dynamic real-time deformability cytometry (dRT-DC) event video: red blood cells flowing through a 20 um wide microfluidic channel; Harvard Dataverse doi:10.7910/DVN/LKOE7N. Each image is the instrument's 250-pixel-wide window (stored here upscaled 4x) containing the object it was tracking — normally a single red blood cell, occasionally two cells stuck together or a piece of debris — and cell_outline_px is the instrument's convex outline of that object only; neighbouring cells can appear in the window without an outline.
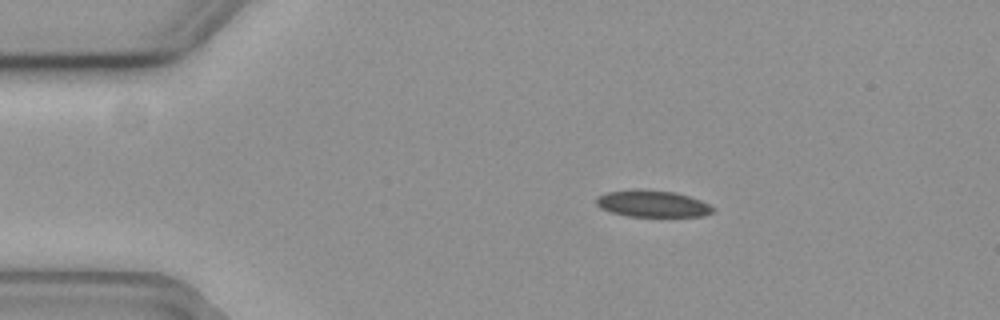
{"species": "common noctule bat (a hibernating species)", "species_latin": "Nyctalus noctula", "temperature_condition": "cold", "stored_images_in_passage": 43, "camera_frame_rate_fps": 3000, "um_per_image_px": 0.085, "animal": {"sex": "female", "body_mass_g": 19.3, "forearm_length_mm": 54.1}, "frame": {"image": 1, "passage_image": 5, "time_ms": 1.333, "image_size_px": [1000, 320], "cell_outline_px": [[716, 208], [712, 212], [700, 216], [628, 216], [612, 212], [600, 208], [596, 204], [596, 196], [608, 192], [636, 188], [644, 188], [676, 192], [700, 200]], "centroid_in_image_um": [55.43, 17.29], "position_along_channel_um": 29.6, "area_um2": 18.26}}
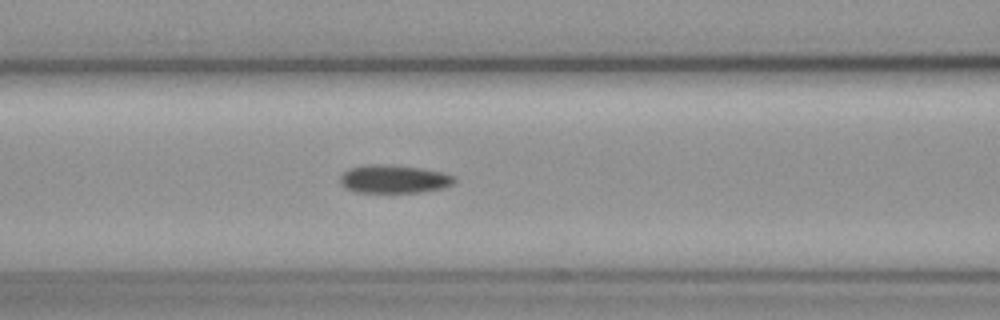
{"frame": {"image": 2, "passage_image": 18, "time_ms": 5.667, "image_size_px": [1000, 320], "cell_outline_px": [[456, 180], [452, 184], [444, 188], [420, 192], [356, 192], [344, 188], [340, 184], [340, 176], [348, 168], [368, 164], [388, 164], [420, 168], [444, 172], [456, 176]], "centroid_in_image_um": [33.48, 15.21], "position_along_channel_um": 133.1, "area_um2": 19.02}}
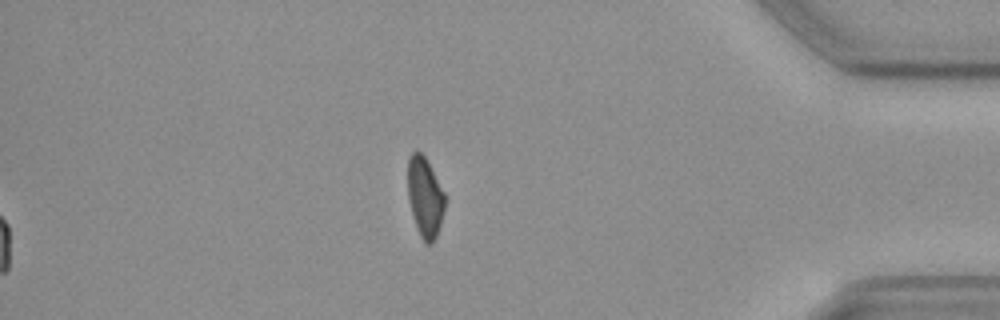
{"frame": {"image": 3, "passage_image": 43, "time_ms": 14.0, "image_size_px": [1000, 320], "cell_outline_px": [[444, 208], [440, 224], [436, 236], [432, 244], [424, 244], [416, 228], [408, 200], [408, 156], [412, 152], [420, 152], [424, 156], [444, 192]], "centroid_in_image_um": [36.09, 16.79], "position_along_channel_um": 399.1, "area_um2": 17.11}}